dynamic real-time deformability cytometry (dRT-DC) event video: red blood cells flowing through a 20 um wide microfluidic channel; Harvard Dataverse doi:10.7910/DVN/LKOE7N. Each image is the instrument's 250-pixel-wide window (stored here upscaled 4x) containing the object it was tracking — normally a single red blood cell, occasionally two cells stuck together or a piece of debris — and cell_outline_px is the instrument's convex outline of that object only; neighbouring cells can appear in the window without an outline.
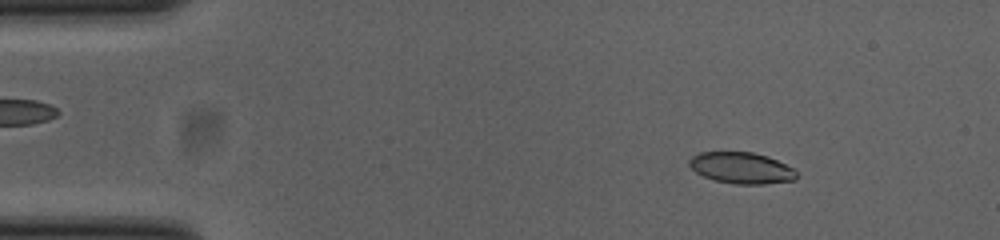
{"species": "common noctule bat (a hibernating species)", "species_latin": "Nyctalus noctula", "temperature_condition": "cold", "stored_images_in_passage": 52, "camera_frame_rate_fps": 3000, "um_per_image_px": 0.085, "animal": {"sex": "female", "body_mass_g": 23.0, "forearm_length_mm": 53.4}, "frame": {"image": 1, "passage_image": 6, "time_ms": 1.667, "image_size_px": [1000, 240], "cell_outline_px": [[800, 176], [796, 180], [764, 184], [736, 184], [716, 180], [704, 176], [696, 172], [688, 164], [688, 160], [692, 156], [700, 152], [752, 152], [768, 156], [792, 168]], "centroid_in_image_um": [63.04, 14.27], "position_along_channel_um": 22.0, "area_um2": 19.54}}
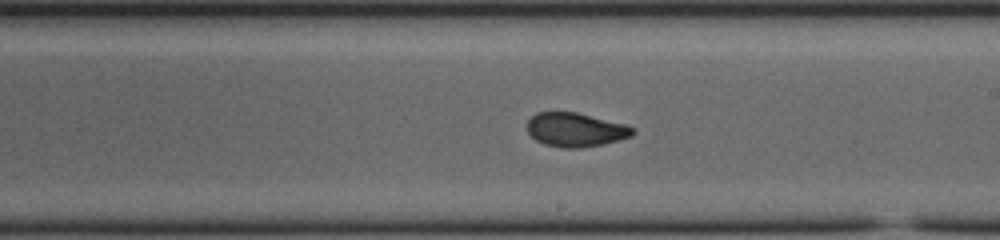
{"frame": {"image": 2, "passage_image": 29, "time_ms": 9.333, "image_size_px": [1000, 240], "cell_outline_px": [[636, 132], [632, 136], [620, 140], [604, 144], [580, 148], [564, 148], [544, 144], [536, 140], [528, 132], [528, 120], [536, 112], [576, 112], [628, 124], [636, 128]], "centroid_in_image_um": [48.99, 11.03], "position_along_channel_um": 240.0, "area_um2": 21.15}}
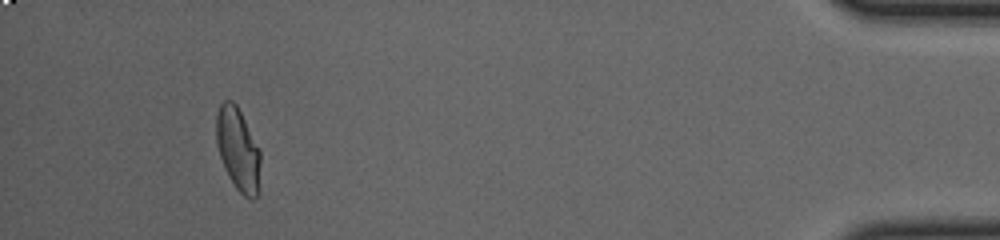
{"frame": {"image": 3, "passage_image": 48, "time_ms": 15.667, "image_size_px": [1000, 240], "cell_outline_px": [[260, 164], [256, 196], [252, 200], [244, 196], [236, 188], [228, 176], [220, 156], [216, 144], [216, 112], [220, 104], [224, 100], [232, 100], [236, 104], [260, 152]], "centroid_in_image_um": [20.19, 12.67], "position_along_channel_um": 415.0, "area_um2": 20.92}, "authors_computed_cell_mechanics": {"area_um2": 21.097, "velocity_mm_per_s": 3.8671, "shape_relaxation_time_tau1_ms": 5.1602, "shape_relaxation_time_tau2_ms": 1.0976, "deformation_change_tau1": 0.1811, "deformation_change_tau2": 0.0511}}